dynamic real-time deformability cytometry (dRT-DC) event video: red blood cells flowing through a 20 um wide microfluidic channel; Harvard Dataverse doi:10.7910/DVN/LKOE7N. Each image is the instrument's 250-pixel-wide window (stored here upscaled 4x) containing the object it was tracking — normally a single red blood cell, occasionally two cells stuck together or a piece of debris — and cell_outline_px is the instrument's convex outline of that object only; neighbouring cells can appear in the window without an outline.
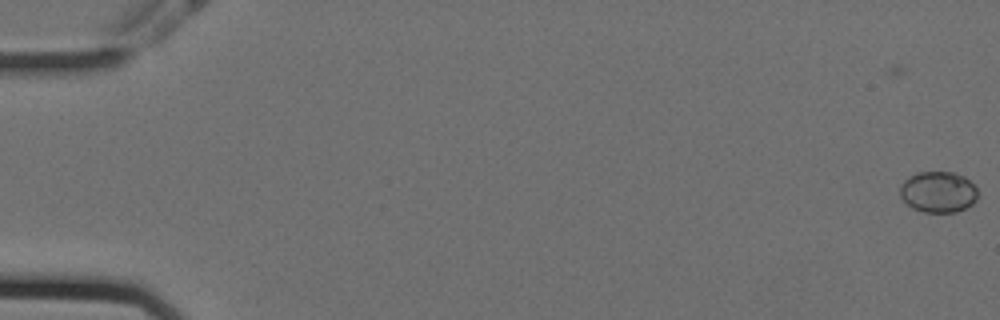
{"species": "Egyptian fruit bat (a non-hibernating species)", "species_latin": "Rousettus aegyptiacus", "temperature_condition": "cold", "stored_images_in_passage": 4, "camera_frame_rate_fps": 3000, "um_per_image_px": 0.085, "animal": {"sex": "female"}, "frame": {"image": 1, "passage_image": 4, "time_ms": 1.0, "image_size_px": [1000, 320], "cell_outline_px": [[976, 200], [972, 204], [956, 212], [924, 212], [912, 208], [900, 196], [900, 184], [908, 176], [916, 172], [952, 172], [964, 176], [976, 188]], "centroid_in_image_um": [79.71, 16.31], "position_along_channel_um": 5.3, "area_um2": 18.55}}